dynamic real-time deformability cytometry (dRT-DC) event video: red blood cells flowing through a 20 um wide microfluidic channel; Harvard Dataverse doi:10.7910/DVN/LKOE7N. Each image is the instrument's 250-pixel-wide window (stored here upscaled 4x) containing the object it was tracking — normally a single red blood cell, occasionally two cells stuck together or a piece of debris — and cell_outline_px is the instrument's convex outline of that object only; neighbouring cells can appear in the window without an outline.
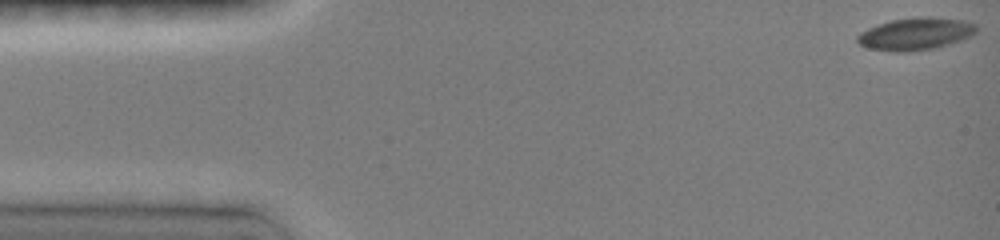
{"species": "common noctule bat (a hibernating species)", "species_latin": "Nyctalus noctula", "temperature_condition": "room temperature", "stored_images_in_passage": 11, "camera_frame_rate_fps": 3000, "um_per_image_px": 0.085, "animal": {"sex": "female", "body_mass_g": 19.0, "forearm_length_mm": 51.5}, "frame": {"image": 1, "passage_image": 1, "time_ms": 0.0, "image_size_px": [1000, 240], "cell_outline_px": [[980, 28], [976, 32], [960, 40], [948, 44], [932, 48], [908, 52], [892, 52], [868, 48], [860, 44], [856, 40], [856, 36], [860, 32], [868, 28], [892, 20], [916, 16], [928, 16], [964, 20], [976, 24]], "centroid_in_image_um": [77.82, 2.87], "position_along_channel_um": 7.2, "area_um2": 22.48}}
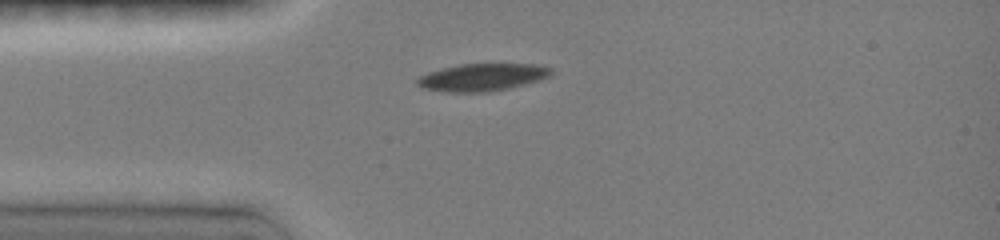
{"frame": {"image": 2, "passage_image": 7, "time_ms": 3.667, "image_size_px": [1000, 240], "cell_outline_px": [[552, 72], [548, 76], [540, 80], [492, 92], [448, 92], [424, 88], [416, 84], [416, 80], [420, 76], [428, 72], [460, 64], [540, 64], [552, 68]], "centroid_in_image_um": [41.01, 6.56], "position_along_channel_um": 44.0, "area_um2": 21.33}}
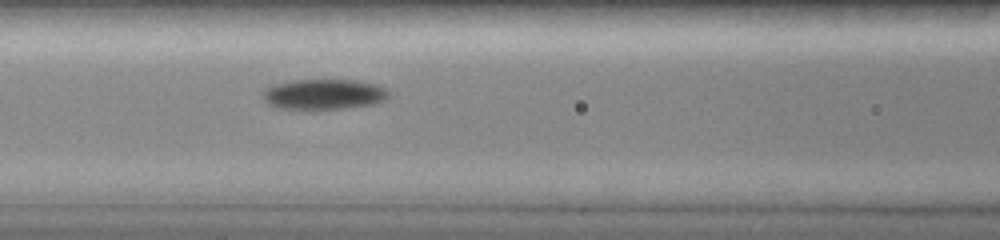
{"frame": {"image": 3, "passage_image": 11, "time_ms": 6.333, "image_size_px": [1000, 240], "cell_outline_px": [[388, 100], [372, 104], [344, 108], [304, 112], [276, 108], [268, 104], [264, 100], [264, 88], [272, 84], [292, 80], [356, 80], [376, 84], [388, 88]], "centroid_in_image_um": [27.48, 8.05], "position_along_channel_um": 139.1, "area_um2": 23.24}}